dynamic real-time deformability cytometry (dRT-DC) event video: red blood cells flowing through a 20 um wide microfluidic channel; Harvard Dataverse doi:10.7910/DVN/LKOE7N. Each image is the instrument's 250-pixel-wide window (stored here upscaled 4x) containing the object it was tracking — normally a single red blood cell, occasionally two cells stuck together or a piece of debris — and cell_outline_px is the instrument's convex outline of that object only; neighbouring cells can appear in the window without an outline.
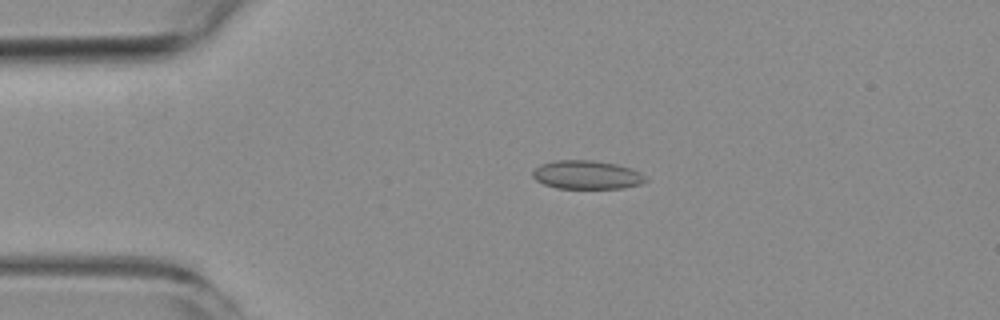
{"species": "common noctule bat (a hibernating species)", "species_latin": "Nyctalus noctula", "temperature_condition": "room temperature", "stored_images_in_passage": 6, "camera_frame_rate_fps": 3000, "um_per_image_px": 0.085, "animal": {"sex": "female", "body_mass_g": 19.3, "forearm_length_mm": 54.1}, "frame": {"image": 1, "passage_image": 4, "time_ms": 3.333, "image_size_px": [1000, 320], "cell_outline_px": [[648, 180], [640, 184], [624, 188], [556, 188], [544, 184], [536, 180], [532, 176], [532, 172], [540, 164], [556, 160], [592, 160], [616, 164], [632, 168], [648, 176]], "centroid_in_image_um": [49.91, 14.86], "position_along_channel_um": 35.1, "area_um2": 18.96}}